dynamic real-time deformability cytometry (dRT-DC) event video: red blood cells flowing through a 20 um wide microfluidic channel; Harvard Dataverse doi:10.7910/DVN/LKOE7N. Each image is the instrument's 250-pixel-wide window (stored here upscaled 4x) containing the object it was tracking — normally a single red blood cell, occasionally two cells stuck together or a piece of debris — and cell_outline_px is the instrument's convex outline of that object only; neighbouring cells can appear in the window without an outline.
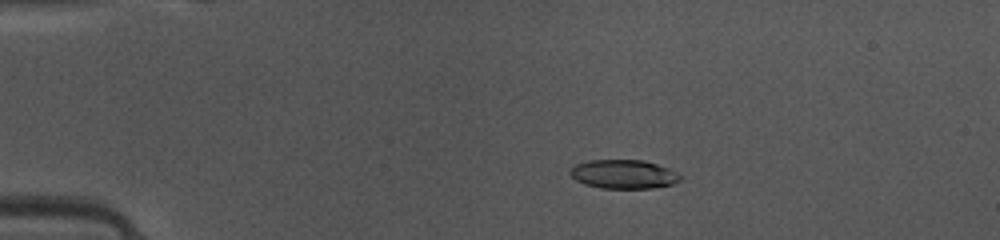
{"species": "common noctule bat (a hibernating species)", "species_latin": "Nyctalus noctula", "temperature_condition": "warm", "stored_images_in_passage": 44, "camera_frame_rate_fps": 3000, "um_per_image_px": 0.085, "animal": {"sex": "female", "body_mass_g": 10.0, "forearm_length_mm": 53.1}, "frame": {"image": 1, "passage_image": 5, "time_ms": 1.333, "image_size_px": [1000, 240], "cell_outline_px": [[684, 176], [680, 180], [672, 184], [652, 188], [600, 188], [584, 184], [576, 180], [568, 172], [576, 164], [588, 160], [644, 160], [668, 168]], "centroid_in_image_um": [53.01, 14.8], "position_along_channel_um": 32.0, "area_um2": 18.55}}
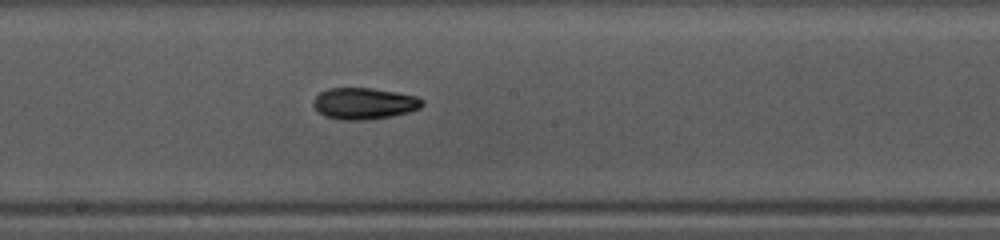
{"frame": {"image": 2, "passage_image": 22, "time_ms": 7.0, "image_size_px": [1000, 240], "cell_outline_px": [[424, 104], [420, 108], [408, 112], [392, 116], [368, 120], [340, 120], [324, 116], [312, 104], [312, 100], [320, 92], [328, 88], [372, 88], [396, 92], [416, 96], [424, 100]], "centroid_in_image_um": [30.95, 8.8], "position_along_channel_um": 217.3, "area_um2": 20.11}}
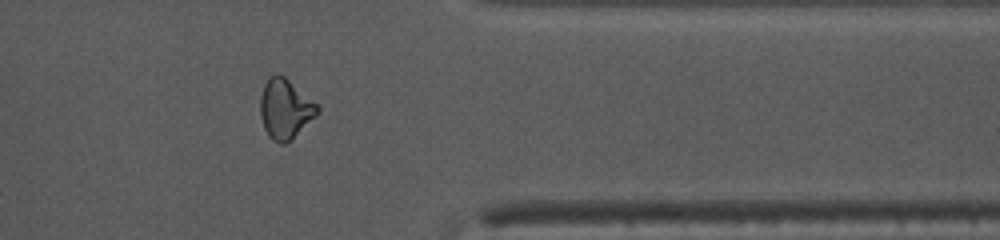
{"frame": {"image": 3, "passage_image": 35, "time_ms": 11.333, "image_size_px": [1000, 240], "cell_outline_px": [[320, 112], [292, 140], [284, 144], [280, 144], [272, 140], [268, 136], [264, 128], [260, 116], [260, 96], [264, 84], [268, 76], [276, 72], [284, 76], [320, 104]], "centroid_in_image_um": [24.26, 9.24], "position_along_channel_um": 387.1, "area_um2": 20.52}, "authors_computed_cell_mechanics": {"area_um2": 19.4208, "velocity_mm_per_s": 4.1298, "shape_relaxation_time_tau1_ms": 8.0088, "shape_relaxation_time_tau2_ms": 7.6061, "deformation_change_tau1": 0.1938, "deformation_change_tau2": 0.1604}}